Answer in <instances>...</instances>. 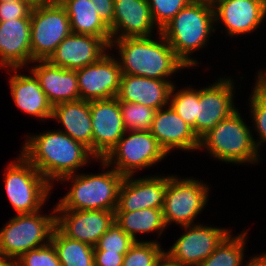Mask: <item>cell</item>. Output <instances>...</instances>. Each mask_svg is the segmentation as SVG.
I'll return each mask as SVG.
<instances>
[{"instance_id": "obj_38", "label": "cell", "mask_w": 266, "mask_h": 266, "mask_svg": "<svg viewBox=\"0 0 266 266\" xmlns=\"http://www.w3.org/2000/svg\"><path fill=\"white\" fill-rule=\"evenodd\" d=\"M96 4L97 13L102 21L110 28L113 27L114 0H90Z\"/></svg>"}, {"instance_id": "obj_25", "label": "cell", "mask_w": 266, "mask_h": 266, "mask_svg": "<svg viewBox=\"0 0 266 266\" xmlns=\"http://www.w3.org/2000/svg\"><path fill=\"white\" fill-rule=\"evenodd\" d=\"M61 124L60 130L73 140L81 142L93 153V127L90 101L63 102L53 106L52 118Z\"/></svg>"}, {"instance_id": "obj_1", "label": "cell", "mask_w": 266, "mask_h": 266, "mask_svg": "<svg viewBox=\"0 0 266 266\" xmlns=\"http://www.w3.org/2000/svg\"><path fill=\"white\" fill-rule=\"evenodd\" d=\"M24 141L19 152L53 187L63 177L80 172L91 160H98L84 144L60 130L27 134Z\"/></svg>"}, {"instance_id": "obj_6", "label": "cell", "mask_w": 266, "mask_h": 266, "mask_svg": "<svg viewBox=\"0 0 266 266\" xmlns=\"http://www.w3.org/2000/svg\"><path fill=\"white\" fill-rule=\"evenodd\" d=\"M6 197L16 214H32L44 209L53 186L21 154L5 166Z\"/></svg>"}, {"instance_id": "obj_36", "label": "cell", "mask_w": 266, "mask_h": 266, "mask_svg": "<svg viewBox=\"0 0 266 266\" xmlns=\"http://www.w3.org/2000/svg\"><path fill=\"white\" fill-rule=\"evenodd\" d=\"M15 266H61L56 249L49 244L27 251L15 260Z\"/></svg>"}, {"instance_id": "obj_39", "label": "cell", "mask_w": 266, "mask_h": 266, "mask_svg": "<svg viewBox=\"0 0 266 266\" xmlns=\"http://www.w3.org/2000/svg\"><path fill=\"white\" fill-rule=\"evenodd\" d=\"M124 254L108 251H94L96 266H122Z\"/></svg>"}, {"instance_id": "obj_33", "label": "cell", "mask_w": 266, "mask_h": 266, "mask_svg": "<svg viewBox=\"0 0 266 266\" xmlns=\"http://www.w3.org/2000/svg\"><path fill=\"white\" fill-rule=\"evenodd\" d=\"M251 88L250 97H248L249 115L255 134L258 135L257 139H254L257 149L260 151L266 143V94L255 84ZM257 132V133H256Z\"/></svg>"}, {"instance_id": "obj_46", "label": "cell", "mask_w": 266, "mask_h": 266, "mask_svg": "<svg viewBox=\"0 0 266 266\" xmlns=\"http://www.w3.org/2000/svg\"><path fill=\"white\" fill-rule=\"evenodd\" d=\"M17 1H29V0H0V3H2V2H17Z\"/></svg>"}, {"instance_id": "obj_16", "label": "cell", "mask_w": 266, "mask_h": 266, "mask_svg": "<svg viewBox=\"0 0 266 266\" xmlns=\"http://www.w3.org/2000/svg\"><path fill=\"white\" fill-rule=\"evenodd\" d=\"M164 175V176H163ZM125 176L118 194L115 211H137L145 208L163 209L168 175Z\"/></svg>"}, {"instance_id": "obj_43", "label": "cell", "mask_w": 266, "mask_h": 266, "mask_svg": "<svg viewBox=\"0 0 266 266\" xmlns=\"http://www.w3.org/2000/svg\"><path fill=\"white\" fill-rule=\"evenodd\" d=\"M255 84L266 94V78H256Z\"/></svg>"}, {"instance_id": "obj_44", "label": "cell", "mask_w": 266, "mask_h": 266, "mask_svg": "<svg viewBox=\"0 0 266 266\" xmlns=\"http://www.w3.org/2000/svg\"><path fill=\"white\" fill-rule=\"evenodd\" d=\"M255 76V78H266V69H259V71H257V75Z\"/></svg>"}, {"instance_id": "obj_12", "label": "cell", "mask_w": 266, "mask_h": 266, "mask_svg": "<svg viewBox=\"0 0 266 266\" xmlns=\"http://www.w3.org/2000/svg\"><path fill=\"white\" fill-rule=\"evenodd\" d=\"M184 232L165 252L188 266H199L232 232L228 228L198 223L180 226Z\"/></svg>"}, {"instance_id": "obj_20", "label": "cell", "mask_w": 266, "mask_h": 266, "mask_svg": "<svg viewBox=\"0 0 266 266\" xmlns=\"http://www.w3.org/2000/svg\"><path fill=\"white\" fill-rule=\"evenodd\" d=\"M33 61L30 18L0 21V68L26 70Z\"/></svg>"}, {"instance_id": "obj_37", "label": "cell", "mask_w": 266, "mask_h": 266, "mask_svg": "<svg viewBox=\"0 0 266 266\" xmlns=\"http://www.w3.org/2000/svg\"><path fill=\"white\" fill-rule=\"evenodd\" d=\"M33 4L30 1L0 3V21L31 18Z\"/></svg>"}, {"instance_id": "obj_28", "label": "cell", "mask_w": 266, "mask_h": 266, "mask_svg": "<svg viewBox=\"0 0 266 266\" xmlns=\"http://www.w3.org/2000/svg\"><path fill=\"white\" fill-rule=\"evenodd\" d=\"M51 243L54 245L61 266H96L94 247L65 236L55 227Z\"/></svg>"}, {"instance_id": "obj_21", "label": "cell", "mask_w": 266, "mask_h": 266, "mask_svg": "<svg viewBox=\"0 0 266 266\" xmlns=\"http://www.w3.org/2000/svg\"><path fill=\"white\" fill-rule=\"evenodd\" d=\"M27 69L38 79L49 103L81 100L76 70H68L50 64L47 60H35Z\"/></svg>"}, {"instance_id": "obj_7", "label": "cell", "mask_w": 266, "mask_h": 266, "mask_svg": "<svg viewBox=\"0 0 266 266\" xmlns=\"http://www.w3.org/2000/svg\"><path fill=\"white\" fill-rule=\"evenodd\" d=\"M15 214L0 229V252L14 261L27 251L51 242L56 227L55 205L51 213Z\"/></svg>"}, {"instance_id": "obj_19", "label": "cell", "mask_w": 266, "mask_h": 266, "mask_svg": "<svg viewBox=\"0 0 266 266\" xmlns=\"http://www.w3.org/2000/svg\"><path fill=\"white\" fill-rule=\"evenodd\" d=\"M150 132L167 155L174 150H199V139L193 129L170 105L156 111Z\"/></svg>"}, {"instance_id": "obj_9", "label": "cell", "mask_w": 266, "mask_h": 266, "mask_svg": "<svg viewBox=\"0 0 266 266\" xmlns=\"http://www.w3.org/2000/svg\"><path fill=\"white\" fill-rule=\"evenodd\" d=\"M167 156L150 131L134 130L126 131L102 160L125 177L135 176L139 171L155 166Z\"/></svg>"}, {"instance_id": "obj_4", "label": "cell", "mask_w": 266, "mask_h": 266, "mask_svg": "<svg viewBox=\"0 0 266 266\" xmlns=\"http://www.w3.org/2000/svg\"><path fill=\"white\" fill-rule=\"evenodd\" d=\"M97 162L104 169L102 173L78 172L65 176L58 182L71 184L68 186L69 191L57 201L55 210H116L124 176L110 168L102 159Z\"/></svg>"}, {"instance_id": "obj_2", "label": "cell", "mask_w": 266, "mask_h": 266, "mask_svg": "<svg viewBox=\"0 0 266 266\" xmlns=\"http://www.w3.org/2000/svg\"><path fill=\"white\" fill-rule=\"evenodd\" d=\"M149 37H126L111 40L110 51L117 56L122 74L169 80L187 66L176 56L161 32ZM156 39V40H155Z\"/></svg>"}, {"instance_id": "obj_29", "label": "cell", "mask_w": 266, "mask_h": 266, "mask_svg": "<svg viewBox=\"0 0 266 266\" xmlns=\"http://www.w3.org/2000/svg\"><path fill=\"white\" fill-rule=\"evenodd\" d=\"M248 229L243 232L240 231L237 235L233 236L230 233L217 249L199 266H248V264L257 256L253 255L246 261L245 265V248L248 239Z\"/></svg>"}, {"instance_id": "obj_15", "label": "cell", "mask_w": 266, "mask_h": 266, "mask_svg": "<svg viewBox=\"0 0 266 266\" xmlns=\"http://www.w3.org/2000/svg\"><path fill=\"white\" fill-rule=\"evenodd\" d=\"M93 154L103 159L123 137L126 129L117 97L90 101Z\"/></svg>"}, {"instance_id": "obj_26", "label": "cell", "mask_w": 266, "mask_h": 266, "mask_svg": "<svg viewBox=\"0 0 266 266\" xmlns=\"http://www.w3.org/2000/svg\"><path fill=\"white\" fill-rule=\"evenodd\" d=\"M59 2L67 11L72 33L100 37L110 46L111 30L98 15L96 4L90 0H59Z\"/></svg>"}, {"instance_id": "obj_3", "label": "cell", "mask_w": 266, "mask_h": 266, "mask_svg": "<svg viewBox=\"0 0 266 266\" xmlns=\"http://www.w3.org/2000/svg\"><path fill=\"white\" fill-rule=\"evenodd\" d=\"M215 31L212 0H193L161 30V33L176 56L188 69H192L199 65V61L190 55L207 47Z\"/></svg>"}, {"instance_id": "obj_5", "label": "cell", "mask_w": 266, "mask_h": 266, "mask_svg": "<svg viewBox=\"0 0 266 266\" xmlns=\"http://www.w3.org/2000/svg\"><path fill=\"white\" fill-rule=\"evenodd\" d=\"M245 122L236 110L199 139V151H207L209 156L221 163L260 164V151L252 135L254 132Z\"/></svg>"}, {"instance_id": "obj_32", "label": "cell", "mask_w": 266, "mask_h": 266, "mask_svg": "<svg viewBox=\"0 0 266 266\" xmlns=\"http://www.w3.org/2000/svg\"><path fill=\"white\" fill-rule=\"evenodd\" d=\"M126 131H150L155 109L138 103L119 101Z\"/></svg>"}, {"instance_id": "obj_47", "label": "cell", "mask_w": 266, "mask_h": 266, "mask_svg": "<svg viewBox=\"0 0 266 266\" xmlns=\"http://www.w3.org/2000/svg\"><path fill=\"white\" fill-rule=\"evenodd\" d=\"M250 1H255L263 4L266 7V0H250Z\"/></svg>"}, {"instance_id": "obj_18", "label": "cell", "mask_w": 266, "mask_h": 266, "mask_svg": "<svg viewBox=\"0 0 266 266\" xmlns=\"http://www.w3.org/2000/svg\"><path fill=\"white\" fill-rule=\"evenodd\" d=\"M109 50L110 46L100 37L71 33L47 61L57 67L78 70L98 61Z\"/></svg>"}, {"instance_id": "obj_17", "label": "cell", "mask_w": 266, "mask_h": 266, "mask_svg": "<svg viewBox=\"0 0 266 266\" xmlns=\"http://www.w3.org/2000/svg\"><path fill=\"white\" fill-rule=\"evenodd\" d=\"M56 227L68 238L95 246L114 222V211L55 210Z\"/></svg>"}, {"instance_id": "obj_10", "label": "cell", "mask_w": 266, "mask_h": 266, "mask_svg": "<svg viewBox=\"0 0 266 266\" xmlns=\"http://www.w3.org/2000/svg\"><path fill=\"white\" fill-rule=\"evenodd\" d=\"M71 33L67 11L59 0L35 4L30 18L32 59L47 60Z\"/></svg>"}, {"instance_id": "obj_34", "label": "cell", "mask_w": 266, "mask_h": 266, "mask_svg": "<svg viewBox=\"0 0 266 266\" xmlns=\"http://www.w3.org/2000/svg\"><path fill=\"white\" fill-rule=\"evenodd\" d=\"M134 242L135 241L114 221L98 240L94 246V251L117 252L125 255Z\"/></svg>"}, {"instance_id": "obj_13", "label": "cell", "mask_w": 266, "mask_h": 266, "mask_svg": "<svg viewBox=\"0 0 266 266\" xmlns=\"http://www.w3.org/2000/svg\"><path fill=\"white\" fill-rule=\"evenodd\" d=\"M112 54V55H111ZM81 100H101L117 97L122 71L117 57L105 53L98 61L76 70Z\"/></svg>"}, {"instance_id": "obj_22", "label": "cell", "mask_w": 266, "mask_h": 266, "mask_svg": "<svg viewBox=\"0 0 266 266\" xmlns=\"http://www.w3.org/2000/svg\"><path fill=\"white\" fill-rule=\"evenodd\" d=\"M10 75L9 90L15 106L32 117H37L39 121L50 120L52 118L53 106L47 100L38 79L30 71L29 75H24L22 68L6 69Z\"/></svg>"}, {"instance_id": "obj_8", "label": "cell", "mask_w": 266, "mask_h": 266, "mask_svg": "<svg viewBox=\"0 0 266 266\" xmlns=\"http://www.w3.org/2000/svg\"><path fill=\"white\" fill-rule=\"evenodd\" d=\"M210 189L209 185L199 178H181L168 174L162 209L167 227L173 223L178 226L198 224L194 221L207 206Z\"/></svg>"}, {"instance_id": "obj_35", "label": "cell", "mask_w": 266, "mask_h": 266, "mask_svg": "<svg viewBox=\"0 0 266 266\" xmlns=\"http://www.w3.org/2000/svg\"><path fill=\"white\" fill-rule=\"evenodd\" d=\"M192 1L193 0H148L154 24L161 31Z\"/></svg>"}, {"instance_id": "obj_31", "label": "cell", "mask_w": 266, "mask_h": 266, "mask_svg": "<svg viewBox=\"0 0 266 266\" xmlns=\"http://www.w3.org/2000/svg\"><path fill=\"white\" fill-rule=\"evenodd\" d=\"M165 252L158 240L134 242L124 255L122 266H156Z\"/></svg>"}, {"instance_id": "obj_11", "label": "cell", "mask_w": 266, "mask_h": 266, "mask_svg": "<svg viewBox=\"0 0 266 266\" xmlns=\"http://www.w3.org/2000/svg\"><path fill=\"white\" fill-rule=\"evenodd\" d=\"M235 80L222 76L212 84L197 88V138L200 139L220 121L236 110Z\"/></svg>"}, {"instance_id": "obj_30", "label": "cell", "mask_w": 266, "mask_h": 266, "mask_svg": "<svg viewBox=\"0 0 266 266\" xmlns=\"http://www.w3.org/2000/svg\"><path fill=\"white\" fill-rule=\"evenodd\" d=\"M176 84H173L169 105L181 117V119L193 129L194 134L197 136V89L193 86L178 89ZM178 92H177V91Z\"/></svg>"}, {"instance_id": "obj_23", "label": "cell", "mask_w": 266, "mask_h": 266, "mask_svg": "<svg viewBox=\"0 0 266 266\" xmlns=\"http://www.w3.org/2000/svg\"><path fill=\"white\" fill-rule=\"evenodd\" d=\"M161 32L153 22L148 0H114L112 40L149 37Z\"/></svg>"}, {"instance_id": "obj_24", "label": "cell", "mask_w": 266, "mask_h": 266, "mask_svg": "<svg viewBox=\"0 0 266 266\" xmlns=\"http://www.w3.org/2000/svg\"><path fill=\"white\" fill-rule=\"evenodd\" d=\"M174 82L143 76L122 74L119 101L132 102L158 110L169 105V97Z\"/></svg>"}, {"instance_id": "obj_40", "label": "cell", "mask_w": 266, "mask_h": 266, "mask_svg": "<svg viewBox=\"0 0 266 266\" xmlns=\"http://www.w3.org/2000/svg\"><path fill=\"white\" fill-rule=\"evenodd\" d=\"M156 266H188L180 261L172 259L166 252H164L158 259Z\"/></svg>"}, {"instance_id": "obj_41", "label": "cell", "mask_w": 266, "mask_h": 266, "mask_svg": "<svg viewBox=\"0 0 266 266\" xmlns=\"http://www.w3.org/2000/svg\"><path fill=\"white\" fill-rule=\"evenodd\" d=\"M248 266H266V253L257 254V256L248 264Z\"/></svg>"}, {"instance_id": "obj_14", "label": "cell", "mask_w": 266, "mask_h": 266, "mask_svg": "<svg viewBox=\"0 0 266 266\" xmlns=\"http://www.w3.org/2000/svg\"><path fill=\"white\" fill-rule=\"evenodd\" d=\"M215 29L225 27L226 36L240 37L260 29L266 18V7L250 0H212ZM221 24V25H220ZM240 35V36H239Z\"/></svg>"}, {"instance_id": "obj_27", "label": "cell", "mask_w": 266, "mask_h": 266, "mask_svg": "<svg viewBox=\"0 0 266 266\" xmlns=\"http://www.w3.org/2000/svg\"><path fill=\"white\" fill-rule=\"evenodd\" d=\"M114 221L135 242L147 241L138 239L139 234L154 233L158 238L168 228L162 209L145 208L137 211H114Z\"/></svg>"}, {"instance_id": "obj_42", "label": "cell", "mask_w": 266, "mask_h": 266, "mask_svg": "<svg viewBox=\"0 0 266 266\" xmlns=\"http://www.w3.org/2000/svg\"><path fill=\"white\" fill-rule=\"evenodd\" d=\"M0 266H15V261L0 252Z\"/></svg>"}, {"instance_id": "obj_45", "label": "cell", "mask_w": 266, "mask_h": 266, "mask_svg": "<svg viewBox=\"0 0 266 266\" xmlns=\"http://www.w3.org/2000/svg\"><path fill=\"white\" fill-rule=\"evenodd\" d=\"M33 5L35 4H42V3H46V2H50L53 0H29Z\"/></svg>"}]
</instances>
